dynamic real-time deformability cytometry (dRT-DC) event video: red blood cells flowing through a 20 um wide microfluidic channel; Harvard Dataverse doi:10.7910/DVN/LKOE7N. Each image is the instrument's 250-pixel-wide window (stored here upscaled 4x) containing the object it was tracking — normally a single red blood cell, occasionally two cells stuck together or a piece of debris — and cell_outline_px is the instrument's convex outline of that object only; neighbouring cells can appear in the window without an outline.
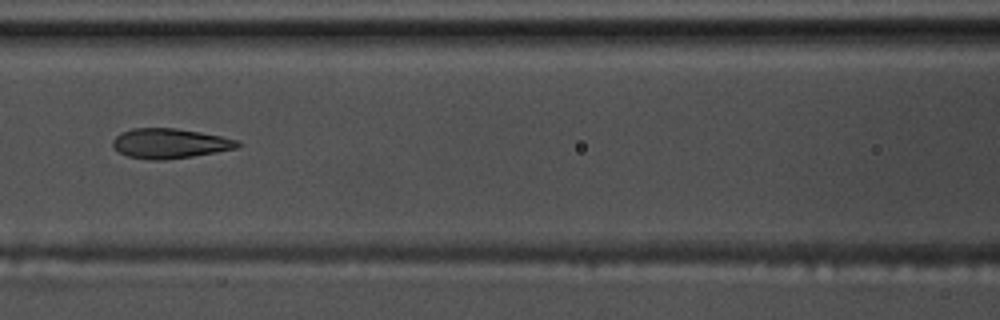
{"species": "common noctule bat (a hibernating species)", "species_latin": "Nyctalus noctula", "temperature_condition": "warm", "stored_images_in_passage": 9, "camera_frame_rate_fps": 3000, "um_per_image_px": 0.085, "animal": {"sex": "male", "body_mass_g": 17.5, "forearm_length_mm": 52.3}, "frame": {"image": 1, "passage_image": 8, "time_ms": 2.333, "image_size_px": [1000, 320], "cell_outline_px": [[240, 144], [236, 148], [216, 152], [192, 156], [164, 160], [148, 160], [128, 156], [120, 152], [112, 144], [112, 140], [120, 132], [132, 128], [176, 128], [200, 132], [220, 136], [236, 140]], "centroid_in_image_um": [14.39, 12.19], "position_along_channel_um": 152.2, "area_um2": 21.56}}
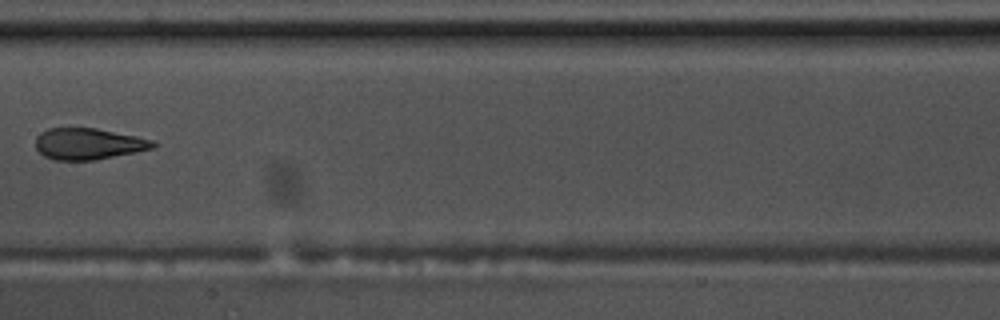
{"frame": {"image": 2, "passage_image": 9, "time_ms": 2.667, "image_size_px": [1000, 320], "cell_outline_px": [[160, 144], [156, 148], [96, 160], [52, 160], [44, 156], [36, 148], [36, 136], [40, 132], [48, 128], [96, 128], [136, 136], [152, 140]], "centroid_in_image_um": [7.54, 12.23], "position_along_channel_um": 199.9, "area_um2": 21.68}}